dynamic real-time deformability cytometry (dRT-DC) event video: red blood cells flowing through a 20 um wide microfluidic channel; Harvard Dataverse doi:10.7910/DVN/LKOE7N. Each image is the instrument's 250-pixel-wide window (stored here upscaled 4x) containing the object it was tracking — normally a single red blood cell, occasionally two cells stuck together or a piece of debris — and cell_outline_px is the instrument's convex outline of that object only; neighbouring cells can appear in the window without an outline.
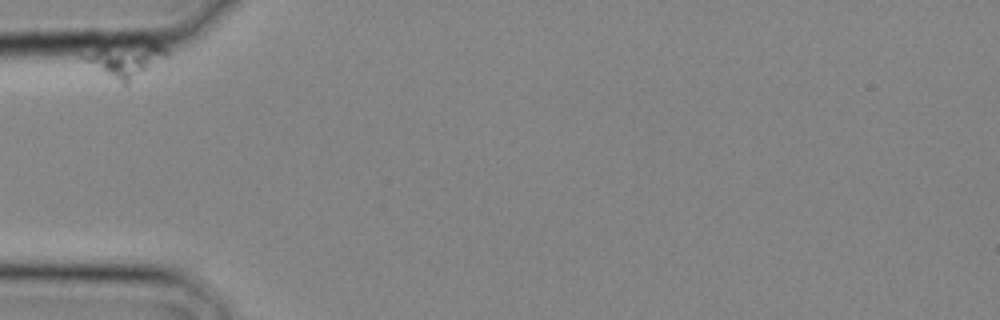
{"species": "common noctule bat (a hibernating species)", "species_latin": "Nyctalus noctula", "temperature_condition": "cold", "stored_images_in_passage": 2, "camera_frame_rate_fps": 3000, "um_per_image_px": 0.085, "animal": {"sex": "male", "body_mass_g": 20.4}, "frame": {"image": 1, "passage_image": 1, "time_ms": 0.0, "image_size_px": [1000, 320], "cell_outline_px": [[168, 52], [124, 88], [84, 60], [80, 56], [96, 52], [152, 44], [156, 44], [164, 48]], "centroid_in_image_um": [10.67, 5.26], "position_along_channel_um": 74.3, "area_um2": 14.28}}
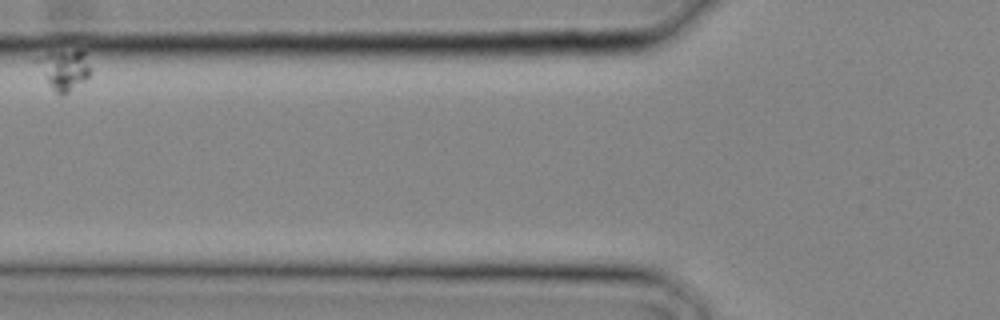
{"frame": {"image": 2, "passage_image": 2, "time_ms": 0.333, "image_size_px": [1000, 320], "cell_outline_px": [[92, 72], [88, 80], [68, 92], [56, 92], [48, 84], [32, 60], [48, 52], [84, 52], [92, 68]], "centroid_in_image_um": [5.45, 5.92], "position_along_channel_um": 120.4, "area_um2": 12.54}}